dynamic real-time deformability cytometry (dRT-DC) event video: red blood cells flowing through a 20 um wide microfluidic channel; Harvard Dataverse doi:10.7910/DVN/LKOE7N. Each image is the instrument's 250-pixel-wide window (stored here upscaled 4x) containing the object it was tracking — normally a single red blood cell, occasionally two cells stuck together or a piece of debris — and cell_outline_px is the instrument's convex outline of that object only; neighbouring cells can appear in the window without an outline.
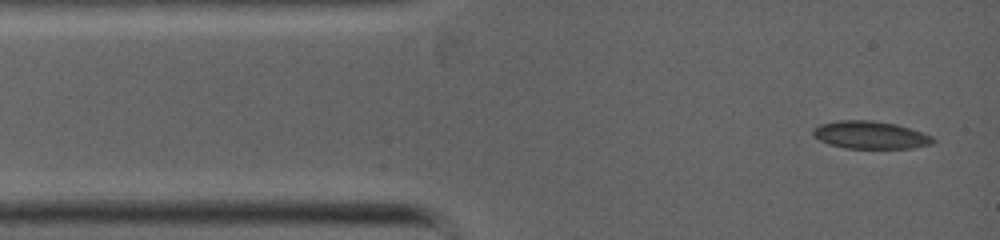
{"species": "common noctule bat (a hibernating species)", "species_latin": "Nyctalus noctula", "temperature_condition": "warm", "stored_images_in_passage": 26, "camera_frame_rate_fps": 5000, "um_per_image_px": 0.085, "animal": {"sex": "female", "body_mass_g": 19.0, "forearm_length_mm": 53.3}, "frame": {"image": 1, "passage_image": 1, "time_ms": 0.0, "image_size_px": [1000, 240], "cell_outline_px": [[936, 140], [932, 144], [912, 148], [844, 148], [828, 144], [812, 136], [812, 128], [820, 124], [836, 120], [872, 120], [896, 124], [932, 136]], "centroid_in_image_um": [73.93, 11.47], "position_along_channel_um": 11.1, "area_um2": 19.42}}
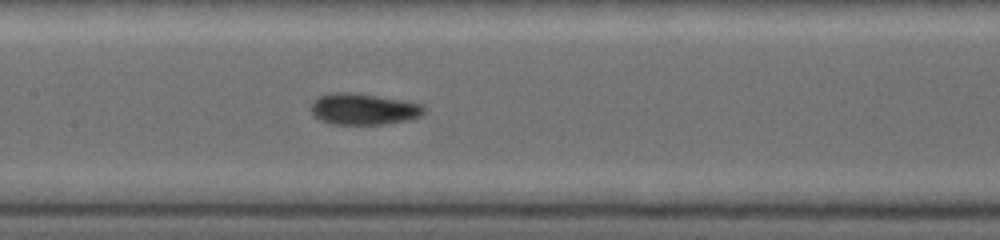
{"frame": {"image": 2, "passage_image": 8, "time_ms": 4.4, "image_size_px": [1000, 240], "cell_outline_px": [[424, 112], [420, 116], [408, 120], [388, 124], [332, 124], [320, 120], [312, 112], [312, 100], [320, 96], [332, 92], [352, 92], [400, 100], [420, 104], [424, 108]], "centroid_in_image_um": [30.87, 9.28], "position_along_channel_um": 176.5, "area_um2": 20.4}}
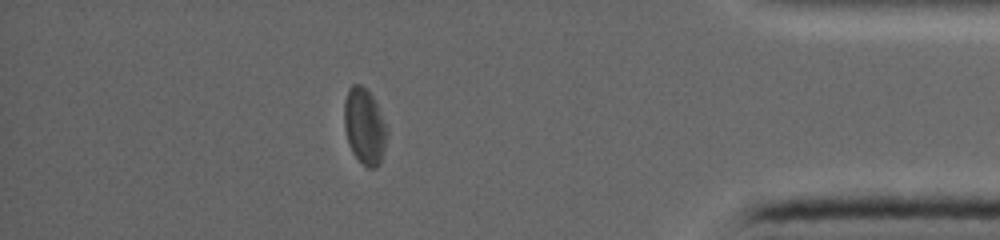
{"frame": {"image": 3, "passage_image": 19, "time_ms": 9.8, "image_size_px": [1000, 240], "cell_outline_px": [[388, 132], [384, 152], [380, 164], [376, 168], [368, 168], [352, 152], [344, 128], [344, 100], [348, 88], [352, 84], [360, 84], [372, 96], [388, 128]], "centroid_in_image_um": [30.99, 10.74], "position_along_channel_um": 404.2, "area_um2": 18.96}}